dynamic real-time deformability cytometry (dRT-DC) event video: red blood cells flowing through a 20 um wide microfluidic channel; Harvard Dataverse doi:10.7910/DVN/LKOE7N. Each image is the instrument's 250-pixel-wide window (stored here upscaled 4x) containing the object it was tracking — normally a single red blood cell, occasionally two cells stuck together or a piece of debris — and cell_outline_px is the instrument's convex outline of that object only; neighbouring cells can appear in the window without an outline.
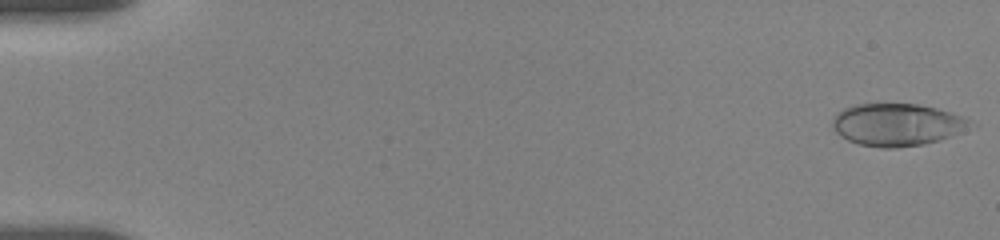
{"species": "human", "species_latin": "Homo sapiens", "temperature_condition": "room temperature", "stored_images_in_passage": 59, "camera_frame_rate_fps": 3000, "um_per_image_px": 0.085, "donor": {"sex": "female"}, "frame": {"image": 1, "passage_image": 1, "time_ms": 0.0, "image_size_px": [1000, 240], "cell_outline_px": [[968, 120], [956, 132], [948, 136], [924, 144], [896, 148], [880, 148], [860, 144], [848, 140], [836, 132], [832, 124], [832, 116], [836, 112], [844, 108], [856, 104], [916, 104], [936, 108], [960, 116]], "centroid_in_image_um": [76.07, 10.59], "position_along_channel_um": 8.9, "area_um2": 33.0}}
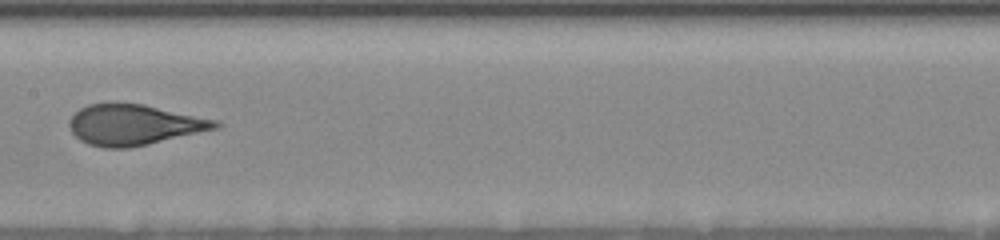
{"frame": {"image": 2, "passage_image": 33, "time_ms": 9.333, "image_size_px": [1000, 240], "cell_outline_px": [[224, 124], [220, 128], [148, 144], [128, 148], [104, 148], [88, 144], [80, 140], [72, 132], [68, 124], [68, 120], [80, 108], [88, 104], [144, 104], [220, 120]], "centroid_in_image_um": [11.45, 10.61], "position_along_channel_um": 195.9, "area_um2": 34.68}}
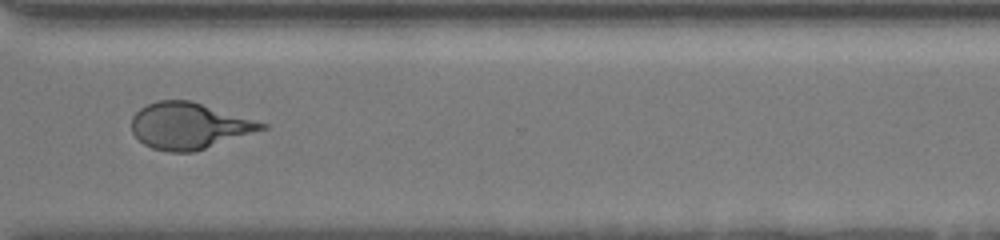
{"frame": {"image": 3, "passage_image": 58, "time_ms": 13.667, "image_size_px": [1000, 240], "cell_outline_px": [[268, 128], [192, 152], [168, 152], [152, 148], [144, 144], [132, 132], [132, 116], [140, 108], [156, 100], [192, 100], [268, 124]], "centroid_in_image_um": [16.06, 10.68], "position_along_channel_um": 354.5, "area_um2": 34.97}}